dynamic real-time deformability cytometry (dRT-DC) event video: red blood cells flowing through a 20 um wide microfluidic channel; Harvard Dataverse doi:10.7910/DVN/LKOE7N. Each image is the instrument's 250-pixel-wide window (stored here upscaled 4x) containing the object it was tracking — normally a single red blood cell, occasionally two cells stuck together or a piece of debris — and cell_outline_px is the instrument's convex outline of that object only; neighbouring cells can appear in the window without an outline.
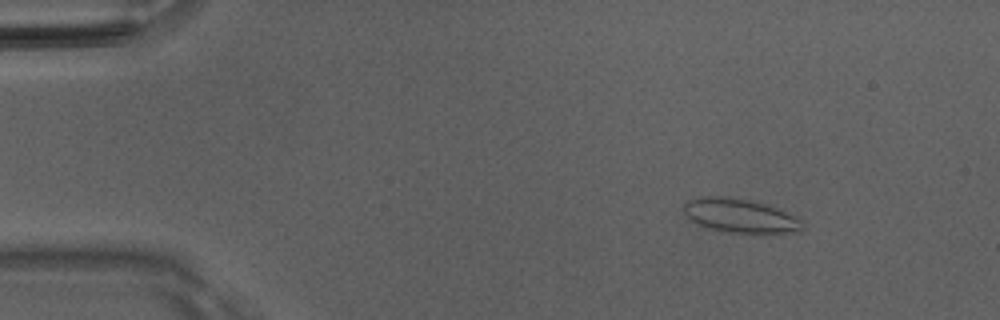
{"species": "Egyptian fruit bat (a non-hibernating species)", "species_latin": "Rousettus aegyptiacus", "temperature_condition": "room temperature", "stored_images_in_passage": 23, "camera_frame_rate_fps": 3000, "um_per_image_px": 0.085, "animal": {"sex": "male"}, "frame": {"image": 1, "passage_image": 7, "time_ms": 2.0, "image_size_px": [1000, 320], "cell_outline_px": [[804, 232], [752, 236], [728, 232], [708, 228], [684, 216], [680, 208], [688, 200], [708, 196], [720, 196], [752, 200], [800, 216], [804, 224]], "centroid_in_image_um": [63.01, 18.4], "position_along_channel_um": 22.0, "area_um2": 24.68}}